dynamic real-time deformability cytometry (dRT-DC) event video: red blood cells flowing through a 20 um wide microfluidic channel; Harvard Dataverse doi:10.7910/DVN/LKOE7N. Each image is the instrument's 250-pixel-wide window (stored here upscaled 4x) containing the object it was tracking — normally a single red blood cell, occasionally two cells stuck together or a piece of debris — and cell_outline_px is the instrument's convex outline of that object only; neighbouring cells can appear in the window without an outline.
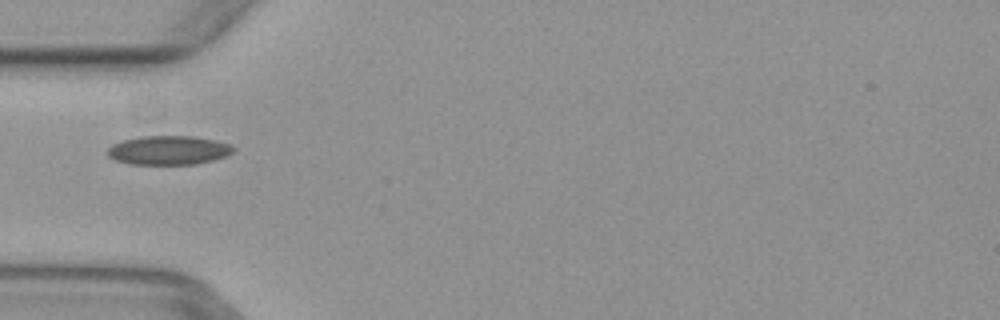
{"species": "common noctule bat (a hibernating species)", "species_latin": "Nyctalus noctula", "temperature_condition": "warm", "stored_images_in_passage": 1, "camera_frame_rate_fps": 3000, "um_per_image_px": 0.085, "animal": {"sex": "female", "body_mass_g": 29.2, "forearm_length_mm": 56.3}, "frame": {"image": 1, "passage_image": 1, "time_ms": 0.0, "image_size_px": [1000, 320], "cell_outline_px": [[236, 148], [232, 152], [224, 156], [212, 160], [196, 164], [128, 164], [116, 160], [108, 156], [108, 148], [112, 144], [120, 140], [140, 136], [192, 136], [216, 140], [228, 144]], "centroid_in_image_um": [14.29, 12.76], "position_along_channel_um": 70.7, "area_um2": 21.27}}